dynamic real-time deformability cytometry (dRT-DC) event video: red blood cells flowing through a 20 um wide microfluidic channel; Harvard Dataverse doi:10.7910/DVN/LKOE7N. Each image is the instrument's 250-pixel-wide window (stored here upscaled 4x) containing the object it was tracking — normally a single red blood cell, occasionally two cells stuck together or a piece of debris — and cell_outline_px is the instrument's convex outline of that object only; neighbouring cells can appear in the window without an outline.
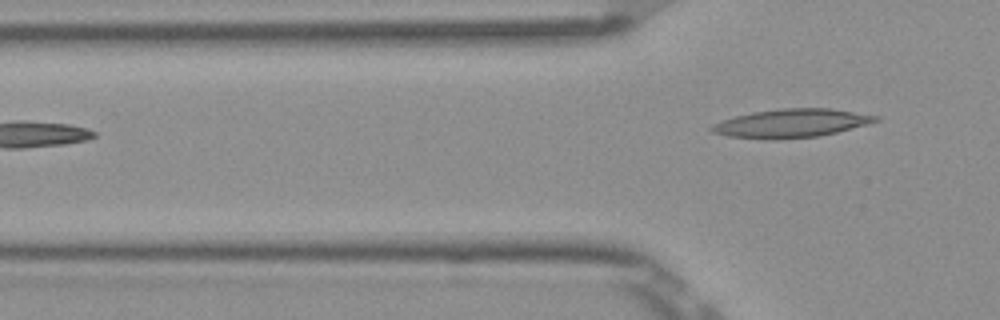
{"species": "Egyptian fruit bat (a non-hibernating species)", "species_latin": "Rousettus aegyptiacus", "temperature_condition": "room temperature", "stored_images_in_passage": 3, "camera_frame_rate_fps": 3000, "um_per_image_px": 0.085, "frame": {"image": 1, "passage_image": 3, "time_ms": 0.667, "image_size_px": [1000, 320], "cell_outline_px": [[880, 120], [868, 124], [820, 136], [776, 140], [772, 140], [728, 136], [712, 132], [708, 128], [712, 124], [736, 116], [752, 112], [780, 108], [832, 108], [880, 116]], "centroid_in_image_um": [67.27, 10.48], "position_along_channel_um": 58.5, "area_um2": 27.4}}